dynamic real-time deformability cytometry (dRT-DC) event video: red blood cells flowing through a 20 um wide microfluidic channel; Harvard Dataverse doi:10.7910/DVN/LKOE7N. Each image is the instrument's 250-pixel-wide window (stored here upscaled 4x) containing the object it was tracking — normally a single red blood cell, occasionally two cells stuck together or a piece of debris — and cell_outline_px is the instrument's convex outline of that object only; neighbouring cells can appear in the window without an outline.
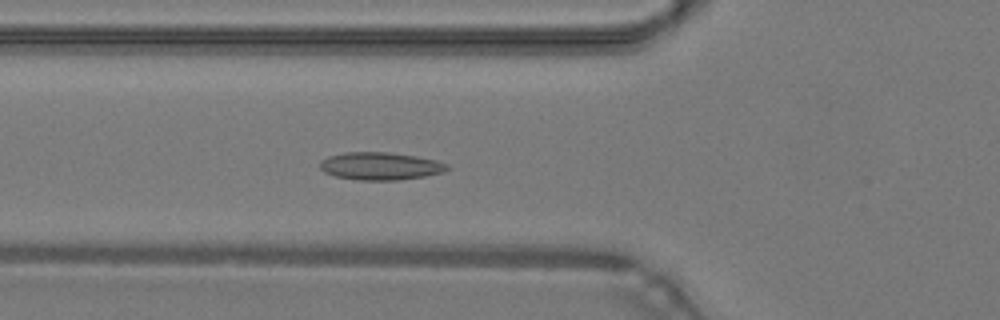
{"species": "common noctule bat (a hibernating species)", "species_latin": "Nyctalus noctula", "temperature_condition": "warm", "stored_images_in_passage": 45, "camera_frame_rate_fps": 3000, "um_per_image_px": 0.085, "animal": {"sex": "male", "body_mass_g": 19.2, "forearm_length_mm": 51.8}, "frame": {"image": 1, "passage_image": 15, "time_ms": 4.667, "image_size_px": [1000, 320], "cell_outline_px": [[448, 168], [444, 172], [424, 176], [396, 180], [360, 180], [336, 176], [324, 172], [320, 168], [320, 160], [328, 156], [344, 152], [388, 152], [416, 156], [436, 160], [448, 164]], "centroid_in_image_um": [32.31, 14.11], "position_along_channel_um": 93.5, "area_um2": 20.46}}
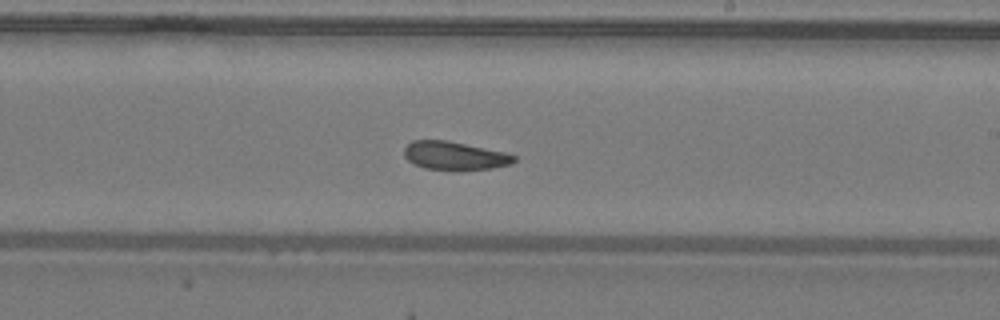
{"frame": {"image": 2, "passage_image": 26, "time_ms": 8.333, "image_size_px": [1000, 320], "cell_outline_px": [[516, 160], [512, 164], [492, 168], [460, 172], [452, 172], [424, 168], [408, 160], [404, 156], [404, 148], [412, 140], [448, 140], [504, 152], [516, 156]], "centroid_in_image_um": [38.65, 13.27], "position_along_channel_um": 250.3, "area_um2": 18.67}}
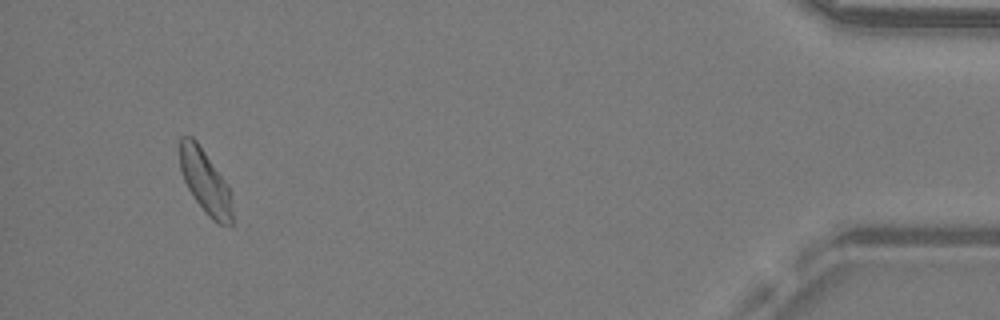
{"frame": {"image": 3, "passage_image": 43, "time_ms": 14.0, "image_size_px": [1000, 320], "cell_outline_px": [[232, 224], [220, 224], [212, 220], [204, 212], [188, 188], [184, 180], [180, 168], [180, 136], [192, 136], [196, 140], [228, 184], [232, 212]], "centroid_in_image_um": [17.43, 15.42], "position_along_channel_um": 417.8, "area_um2": 19.25}, "authors_computed_cell_mechanics": {"area_um2": 19.2474, "velocity_mm_per_s": 4.2757, "shape_relaxation_time_tau1_ms": null, "shape_relaxation_time_tau2_ms": 2.7666, "deformation_change_tau1": null, "deformation_change_tau2": 0.0736}}